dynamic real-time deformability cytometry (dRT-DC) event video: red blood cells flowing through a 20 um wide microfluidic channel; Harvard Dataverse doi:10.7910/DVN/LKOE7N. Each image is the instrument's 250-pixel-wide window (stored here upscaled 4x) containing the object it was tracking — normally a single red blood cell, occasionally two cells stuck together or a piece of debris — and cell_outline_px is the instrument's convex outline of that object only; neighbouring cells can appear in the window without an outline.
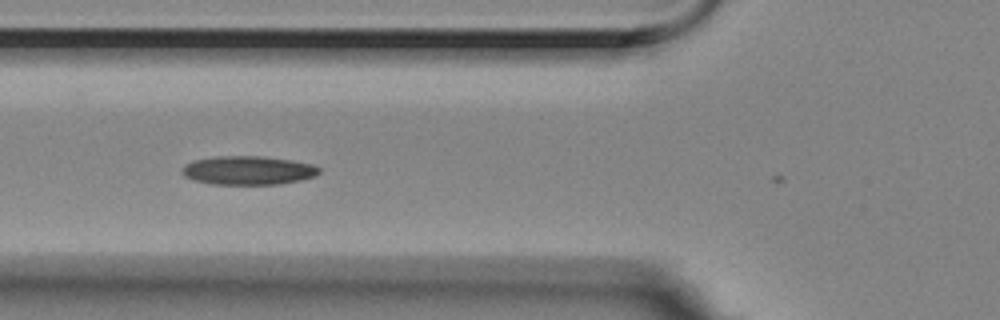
{"species": "Egyptian fruit bat (a non-hibernating species)", "species_latin": "Rousettus aegyptiacus", "temperature_condition": "room temperature", "stored_images_in_passage": 13, "camera_frame_rate_fps": 3000, "um_per_image_px": 0.085, "animal": {"sex": "female"}, "frame": {"image": 1, "passage_image": 3, "time_ms": 0.667, "image_size_px": [1000, 320], "cell_outline_px": [[320, 172], [316, 176], [300, 180], [276, 184], [212, 184], [192, 180], [184, 176], [180, 172], [184, 164], [192, 160], [216, 156], [260, 156], [292, 160], [312, 164], [320, 168]], "centroid_in_image_um": [21.05, 14.47], "position_along_channel_um": 104.8, "area_um2": 23.12}}
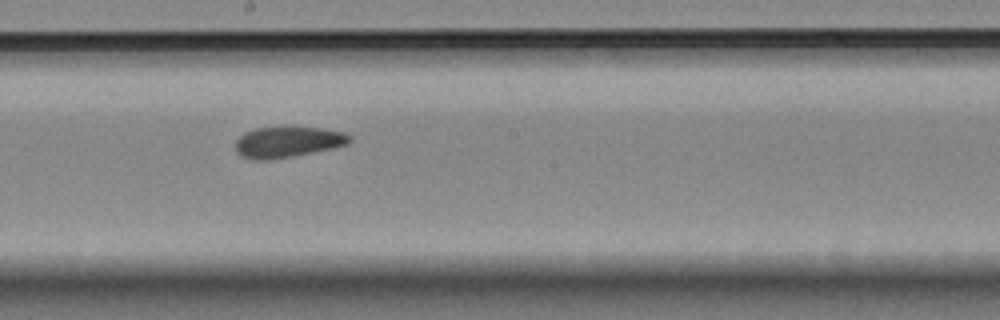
{"frame": {"image": 2, "passage_image": 7, "time_ms": 2.0, "image_size_px": [1000, 320], "cell_outline_px": [[352, 140], [348, 144], [332, 148], [292, 156], [268, 160], [252, 160], [240, 156], [236, 152], [236, 140], [244, 132], [256, 128], [320, 128], [344, 132], [352, 136]], "centroid_in_image_um": [24.44, 12.08], "position_along_channel_um": 223.8, "area_um2": 20.35}}
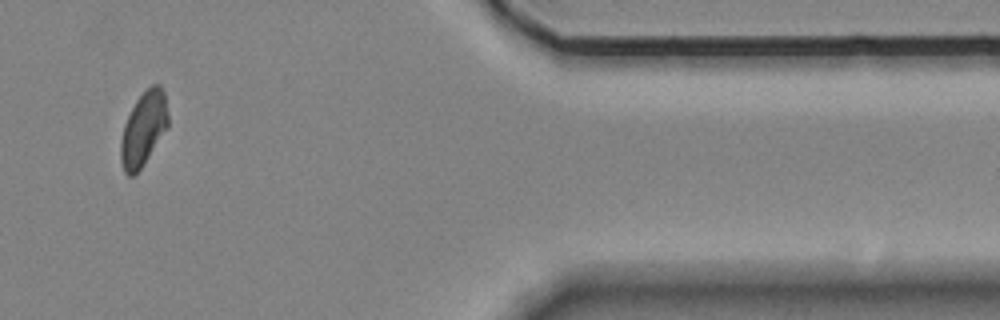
{"frame": {"image": 3, "passage_image": 12, "time_ms": 3.667, "image_size_px": [1000, 320], "cell_outline_px": [[168, 128], [140, 168], [132, 176], [128, 176], [124, 172], [120, 160], [120, 140], [124, 124], [136, 100], [152, 84], [160, 84], [164, 92], [168, 116]], "centroid_in_image_um": [12.19, 10.95], "position_along_channel_um": 399.2, "area_um2": 20.23}}